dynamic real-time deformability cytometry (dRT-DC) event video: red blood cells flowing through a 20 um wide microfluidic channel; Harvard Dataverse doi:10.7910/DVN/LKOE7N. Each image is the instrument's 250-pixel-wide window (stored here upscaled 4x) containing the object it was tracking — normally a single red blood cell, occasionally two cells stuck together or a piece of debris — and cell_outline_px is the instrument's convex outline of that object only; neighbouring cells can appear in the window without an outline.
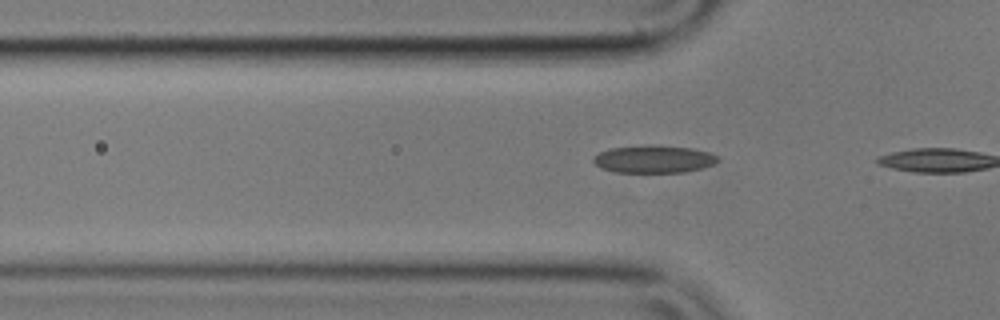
{"species": "common noctule bat (a hibernating species)", "species_latin": "Nyctalus noctula", "temperature_condition": "cold", "stored_images_in_passage": 6, "camera_frame_rate_fps": 3000, "um_per_image_px": 0.085, "animal": {"sex": "male", "body_mass_g": 17.9}, "frame": {"image": 1, "passage_image": 5, "time_ms": 1.333, "image_size_px": [1000, 320], "cell_outline_px": [[720, 160], [712, 164], [700, 168], [684, 172], [616, 172], [600, 168], [592, 160], [592, 156], [600, 152], [612, 148], [692, 148], [708, 152], [716, 156]], "centroid_in_image_um": [55.54, 13.58], "position_along_channel_um": 70.3, "area_um2": 18.79}}